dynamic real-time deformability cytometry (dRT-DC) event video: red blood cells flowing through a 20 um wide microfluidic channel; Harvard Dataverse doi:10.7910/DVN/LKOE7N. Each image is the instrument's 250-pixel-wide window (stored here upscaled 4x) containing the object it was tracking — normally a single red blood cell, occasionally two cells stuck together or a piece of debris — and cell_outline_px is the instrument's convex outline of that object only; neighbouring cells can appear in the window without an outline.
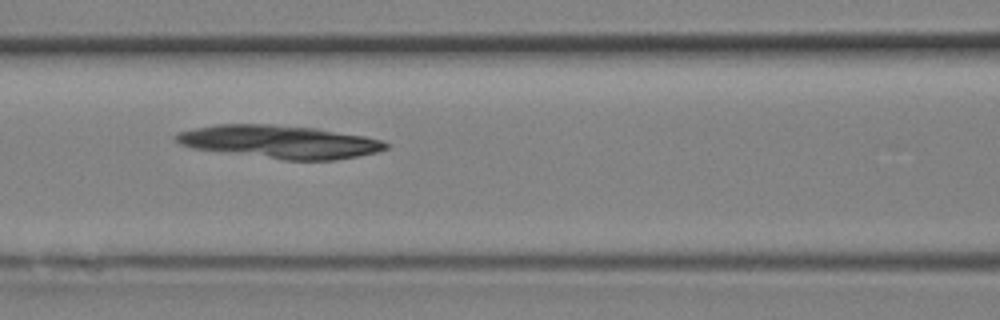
{"species": "Egyptian fruit bat (a non-hibernating species)", "species_latin": "Rousettus aegyptiacus", "temperature_condition": "room temperature", "stored_images_in_passage": 11, "camera_frame_rate_fps": 3000, "um_per_image_px": 0.085, "animal": {"sex": "female"}, "frame": {"image": 1, "passage_image": 7, "time_ms": 2.0, "image_size_px": [1000, 320], "cell_outline_px": [[388, 148], [380, 152], [336, 160], [284, 160], [192, 148], [180, 144], [172, 136], [176, 132], [216, 124], [272, 124], [316, 128], [364, 136], [384, 140], [388, 144]], "centroid_in_image_um": [23.79, 12.05], "position_along_channel_um": 142.8, "area_um2": 40.58}}
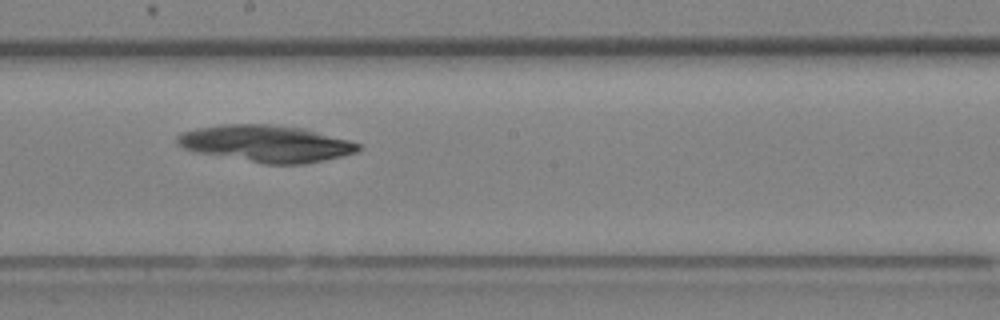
{"frame": {"image": 2, "passage_image": 10, "time_ms": 3.0, "image_size_px": [1000, 320], "cell_outline_px": [[360, 148], [356, 152], [324, 160], [304, 164], [264, 164], [196, 152], [184, 148], [176, 144], [176, 136], [180, 132], [196, 128], [224, 124], [268, 124], [304, 128], [348, 140], [360, 144]], "centroid_in_image_um": [22.57, 12.2], "position_along_channel_um": 225.6, "area_um2": 38.78}}